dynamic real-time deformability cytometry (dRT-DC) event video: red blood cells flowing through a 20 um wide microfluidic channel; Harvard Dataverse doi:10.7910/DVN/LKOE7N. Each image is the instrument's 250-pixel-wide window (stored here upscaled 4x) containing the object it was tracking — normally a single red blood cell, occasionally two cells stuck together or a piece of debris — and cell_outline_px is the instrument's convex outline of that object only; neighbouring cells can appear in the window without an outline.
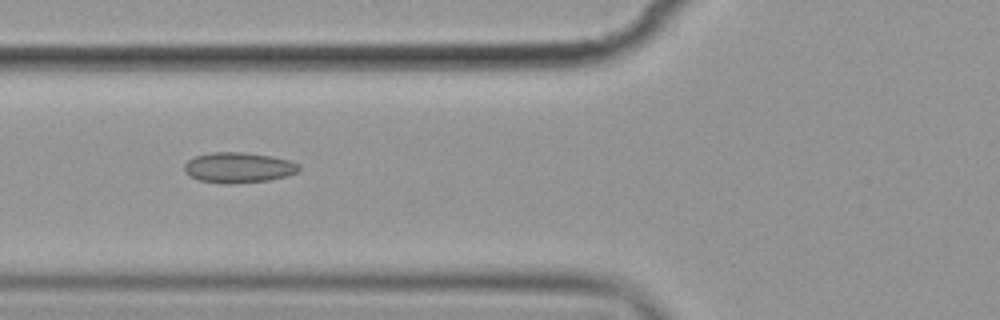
{"species": "common noctule bat (a hibernating species)", "species_latin": "Nyctalus noctula", "temperature_condition": "cold", "stored_images_in_passage": 11, "camera_frame_rate_fps": 3000, "um_per_image_px": 0.085, "animal": {"sex": "female", "body_mass_g": 19.9}, "frame": {"image": 1, "passage_image": 7, "time_ms": 8.0, "image_size_px": [1000, 320], "cell_outline_px": [[300, 168], [296, 172], [288, 176], [268, 180], [232, 184], [200, 180], [184, 172], [184, 164], [188, 160], [196, 156], [212, 152], [244, 152], [272, 156], [288, 160], [300, 164]], "centroid_in_image_um": [20.29, 14.23], "position_along_channel_um": 105.5, "area_um2": 20.23}}
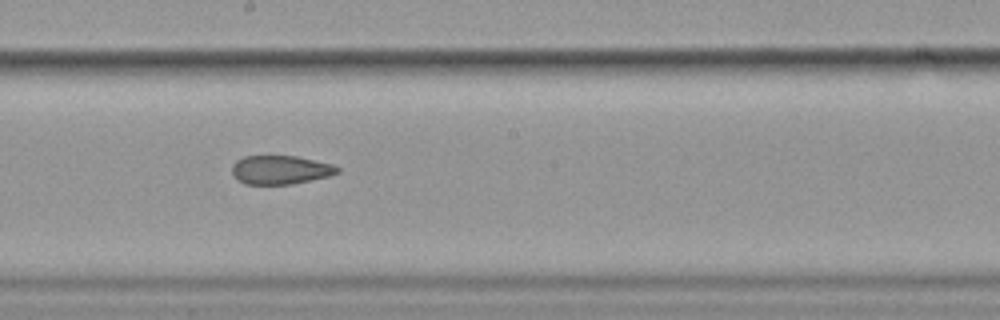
{"frame": {"image": 2, "passage_image": 10, "time_ms": 11.333, "image_size_px": [1000, 320], "cell_outline_px": [[340, 172], [328, 176], [292, 184], [244, 184], [232, 172], [232, 164], [236, 160], [244, 156], [296, 156], [332, 164], [340, 168]], "centroid_in_image_um": [23.84, 14.43], "position_along_channel_um": 224.4, "area_um2": 17.51}}
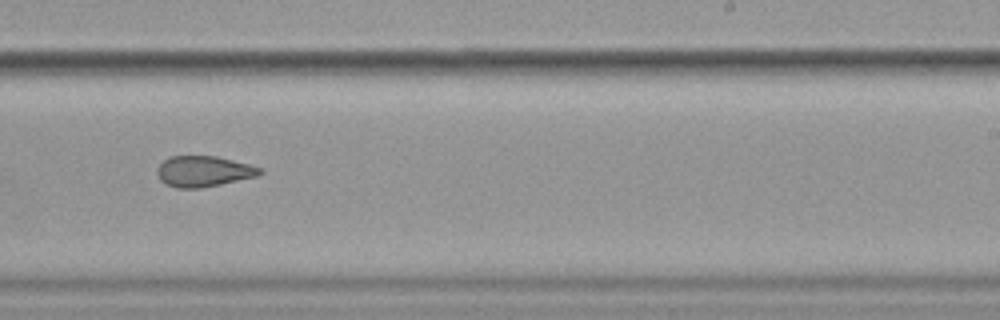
{"frame": {"image": 3, "passage_image": 11, "time_ms": 12.667, "image_size_px": [1000, 320], "cell_outline_px": [[264, 172], [256, 176], [220, 184], [200, 188], [176, 188], [164, 184], [160, 180], [156, 172], [156, 168], [168, 156], [216, 156], [248, 164], [260, 168]], "centroid_in_image_um": [17.24, 14.56], "position_along_channel_um": 271.8, "area_um2": 18.38}}